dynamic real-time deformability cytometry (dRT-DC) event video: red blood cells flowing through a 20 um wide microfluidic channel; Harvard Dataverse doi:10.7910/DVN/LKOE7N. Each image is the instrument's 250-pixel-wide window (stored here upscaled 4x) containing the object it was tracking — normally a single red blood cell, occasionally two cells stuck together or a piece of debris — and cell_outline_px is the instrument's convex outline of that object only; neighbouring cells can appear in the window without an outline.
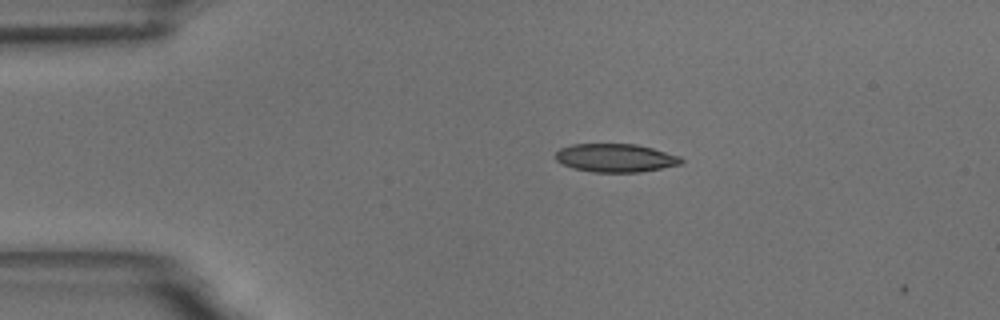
{"species": "common noctule bat (a hibernating species)", "species_latin": "Nyctalus noctula", "temperature_condition": "room temperature", "stored_images_in_passage": 3, "camera_frame_rate_fps": 3000, "um_per_image_px": 0.085, "animal": {"sex": "male", "body_mass_g": 18.8}, "frame": {"image": 1, "passage_image": 1, "time_ms": 0.0, "image_size_px": [1000, 320], "cell_outline_px": [[684, 160], [680, 164], [640, 172], [592, 172], [572, 168], [556, 160], [556, 152], [560, 148], [572, 144], [636, 144], [652, 148], [680, 156]], "centroid_in_image_um": [52.3, 13.42], "position_along_channel_um": 32.7, "area_um2": 20.63}}